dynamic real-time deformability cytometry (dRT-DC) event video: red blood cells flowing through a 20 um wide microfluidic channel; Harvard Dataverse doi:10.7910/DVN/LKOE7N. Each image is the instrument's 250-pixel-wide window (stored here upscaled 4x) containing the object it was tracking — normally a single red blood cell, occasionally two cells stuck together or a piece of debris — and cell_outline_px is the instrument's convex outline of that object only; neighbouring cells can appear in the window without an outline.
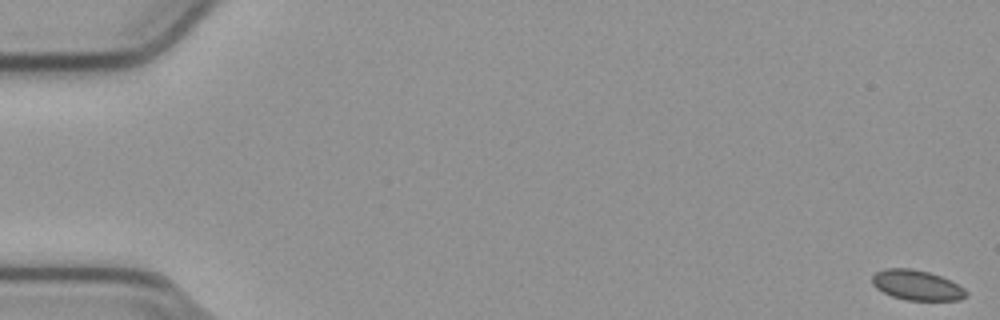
{"species": "common noctule bat (a hibernating species)", "species_latin": "Nyctalus noctula", "temperature_condition": "cold", "stored_images_in_passage": 55, "camera_frame_rate_fps": 3000, "um_per_image_px": 0.085, "animal": {"sex": "male", "body_mass_g": 23.1, "forearm_length_mm": 52.7}, "frame": {"image": 1, "passage_image": 1, "time_ms": 0.0, "image_size_px": [1000, 320], "cell_outline_px": [[968, 296], [960, 300], [908, 300], [892, 296], [876, 288], [872, 284], [872, 276], [876, 272], [884, 268], [912, 268], [928, 272], [940, 276], [964, 288], [968, 292]], "centroid_in_image_um": [77.92, 24.24], "position_along_channel_um": 7.1, "area_um2": 16.42}}
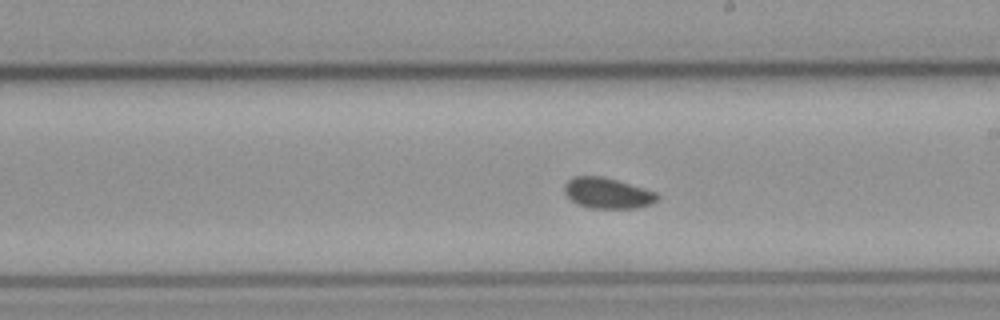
{"frame": {"image": 2, "passage_image": 32, "time_ms": 10.333, "image_size_px": [1000, 320], "cell_outline_px": [[660, 196], [652, 204], [636, 208], [592, 208], [576, 204], [564, 192], [564, 184], [572, 176], [604, 176], [656, 192]], "centroid_in_image_um": [51.62, 16.41], "position_along_channel_um": 237.4, "area_um2": 16.65}}
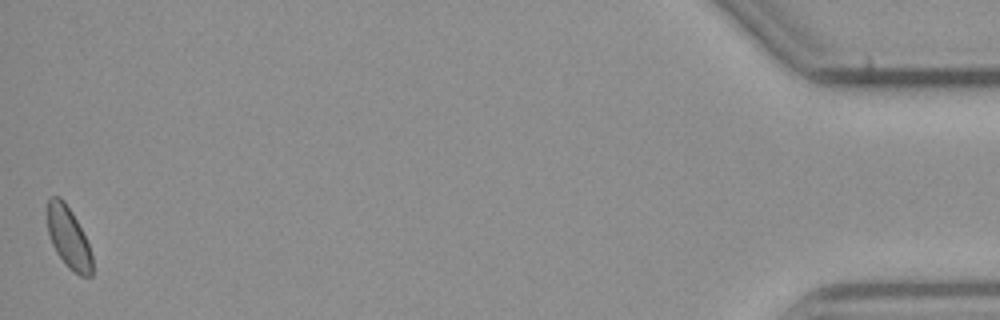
{"frame": {"image": 3, "passage_image": 55, "time_ms": 18.0, "image_size_px": [1000, 320], "cell_outline_px": [[92, 276], [80, 276], [68, 268], [56, 252], [52, 244], [48, 232], [48, 200], [52, 196], [60, 196], [64, 200], [72, 212], [88, 244], [92, 256]], "centroid_in_image_um": [5.82, 20.21], "position_along_channel_um": 429.4, "area_um2": 15.84}, "authors_computed_cell_mechanics": {"area_um2": 16.5308, "velocity_mm_per_s": 3.7915, "shape_relaxation_time_tau1_ms": null, "shape_relaxation_time_tau2_ms": 4.4806, "deformation_change_tau1": null, "deformation_change_tau2": 0.0631}}